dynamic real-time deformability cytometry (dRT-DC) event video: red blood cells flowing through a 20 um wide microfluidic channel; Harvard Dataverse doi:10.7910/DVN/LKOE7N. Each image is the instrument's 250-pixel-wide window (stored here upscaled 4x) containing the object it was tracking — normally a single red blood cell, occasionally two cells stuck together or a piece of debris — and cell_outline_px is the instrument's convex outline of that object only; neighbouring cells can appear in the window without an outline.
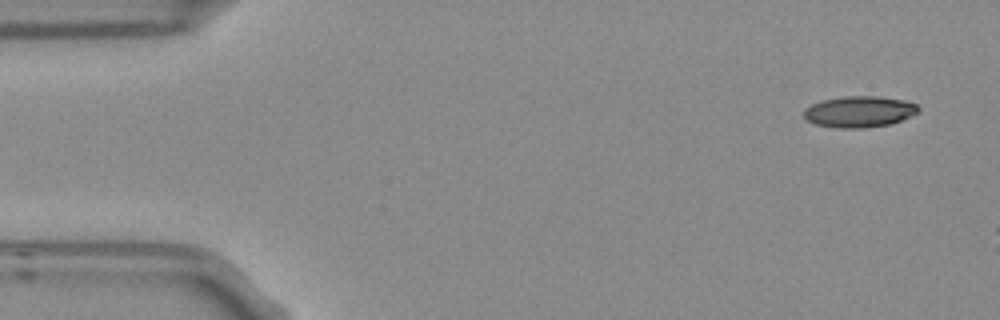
{"species": "Egyptian fruit bat (a non-hibernating species)", "species_latin": "Rousettus aegyptiacus", "temperature_condition": "room temperature", "stored_images_in_passage": 3, "camera_frame_rate_fps": 3000, "um_per_image_px": 0.085, "frame": {"image": 1, "passage_image": 1, "time_ms": 0.0, "image_size_px": [1000, 320], "cell_outline_px": [[920, 112], [900, 120], [888, 124], [864, 128], [836, 128], [816, 124], [804, 120], [804, 108], [820, 100], [844, 96], [880, 96], [904, 100], [916, 104], [920, 108]], "centroid_in_image_um": [73.01, 9.48], "position_along_channel_um": 12.0, "area_um2": 20.98}}